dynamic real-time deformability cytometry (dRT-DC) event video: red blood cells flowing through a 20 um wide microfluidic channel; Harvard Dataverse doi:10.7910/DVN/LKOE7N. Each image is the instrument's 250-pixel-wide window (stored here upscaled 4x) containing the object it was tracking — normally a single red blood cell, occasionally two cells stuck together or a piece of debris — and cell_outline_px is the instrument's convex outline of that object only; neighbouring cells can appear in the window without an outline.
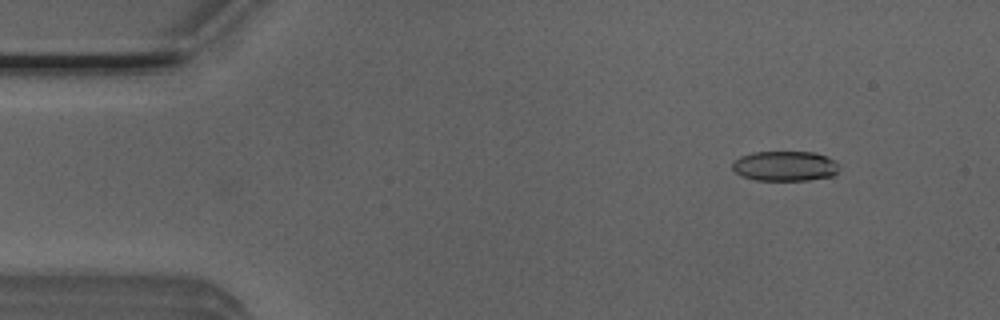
{"species": "Egyptian fruit bat (a non-hibernating species)", "species_latin": "Rousettus aegyptiacus", "temperature_condition": "room temperature", "stored_images_in_passage": 14, "camera_frame_rate_fps": 3000, "um_per_image_px": 0.085, "animal": {"sex": "male"}, "frame": {"image": 1, "passage_image": 4, "time_ms": 1.0, "image_size_px": [1000, 320], "cell_outline_px": [[840, 168], [832, 176], [808, 180], [756, 180], [740, 176], [732, 168], [732, 164], [740, 156], [752, 152], [816, 152], [836, 160]], "centroid_in_image_um": [66.74, 14.11], "position_along_channel_um": 18.3, "area_um2": 18.79}}